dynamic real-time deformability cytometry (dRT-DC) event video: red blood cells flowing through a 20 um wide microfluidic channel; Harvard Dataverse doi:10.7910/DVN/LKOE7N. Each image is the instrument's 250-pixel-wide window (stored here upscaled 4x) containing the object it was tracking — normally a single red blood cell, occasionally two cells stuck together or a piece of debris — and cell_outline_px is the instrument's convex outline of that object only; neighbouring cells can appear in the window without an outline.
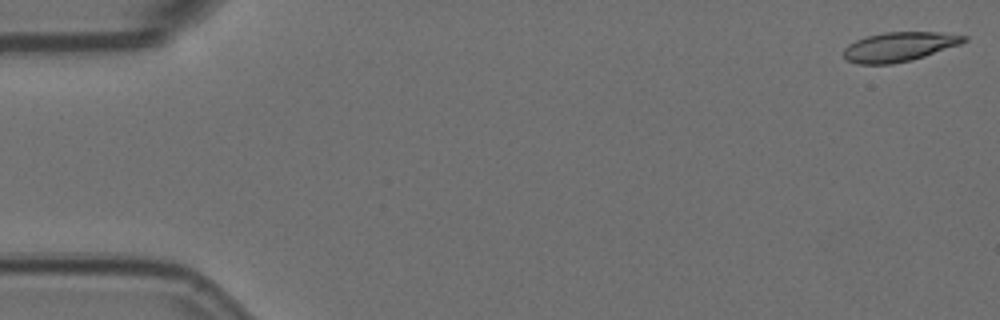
{"species": "Egyptian fruit bat (a non-hibernating species)", "species_latin": "Rousettus aegyptiacus", "temperature_condition": "room temperature", "stored_images_in_passage": 57, "camera_frame_rate_fps": 3000, "um_per_image_px": 0.085, "animal": {"sex": "female"}, "frame": {"image": 1, "passage_image": 1, "time_ms": 0.0, "image_size_px": [1000, 320], "cell_outline_px": [[968, 40], [960, 44], [912, 60], [892, 64], [856, 64], [848, 60], [844, 56], [844, 48], [848, 44], [856, 40], [868, 36], [884, 32], [936, 32], [968, 36]], "centroid_in_image_um": [76.42, 3.97], "position_along_channel_um": 8.6, "area_um2": 20.46}}
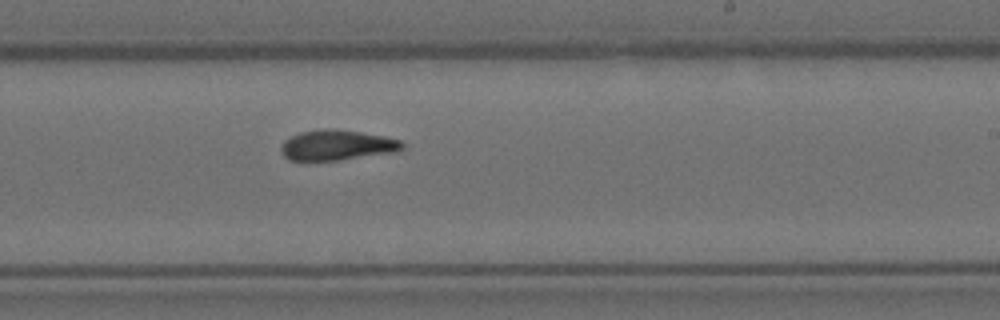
{"frame": {"image": 2, "passage_image": 34, "time_ms": 11.0, "image_size_px": [1000, 320], "cell_outline_px": [[404, 148], [396, 152], [340, 160], [288, 160], [280, 152], [280, 148], [284, 140], [300, 132], [324, 128], [336, 128], [384, 136], [400, 140], [404, 144]], "centroid_in_image_um": [28.64, 12.33], "position_along_channel_um": 260.4, "area_um2": 21.56}}
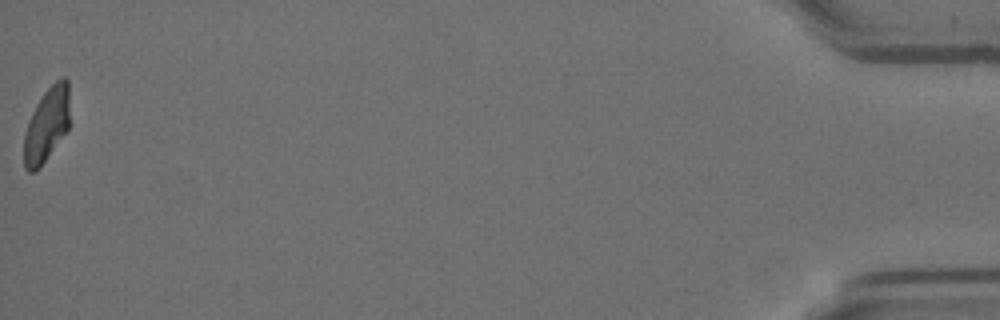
{"frame": {"image": 3, "passage_image": 57, "time_ms": 18.667, "image_size_px": [1000, 320], "cell_outline_px": [[68, 128], [44, 160], [32, 172], [28, 172], [24, 168], [24, 132], [28, 120], [36, 104], [44, 92], [60, 76], [64, 76], [68, 80]], "centroid_in_image_um": [3.94, 10.54], "position_along_channel_um": 431.3, "area_um2": 19.31}, "authors_computed_cell_mechanics": {"area_um2": 21.2126, "velocity_mm_per_s": 3.5537, "shape_relaxation_time_tau1_ms": 10.5565, "shape_relaxation_time_tau2_ms": 1.0783, "deformation_change_tau1": 0.2653, "deformation_change_tau2": 0.0833}}